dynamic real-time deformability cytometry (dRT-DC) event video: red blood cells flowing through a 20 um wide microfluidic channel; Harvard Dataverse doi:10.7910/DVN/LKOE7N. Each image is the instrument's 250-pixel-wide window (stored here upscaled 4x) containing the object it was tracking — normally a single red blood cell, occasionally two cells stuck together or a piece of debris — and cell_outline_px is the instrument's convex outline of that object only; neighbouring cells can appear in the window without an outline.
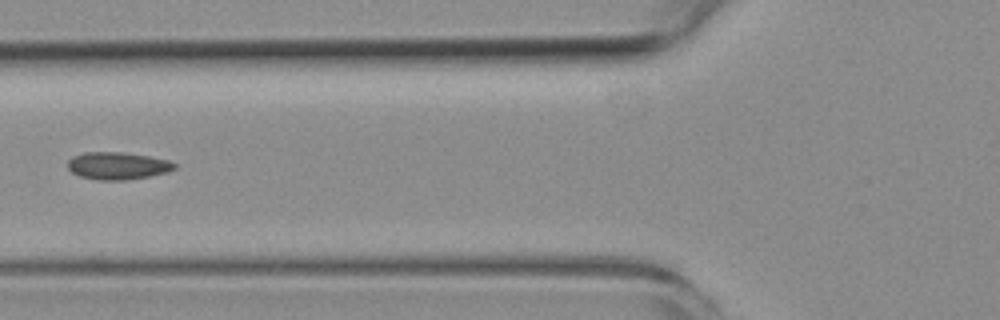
{"species": "common noctule bat (a hibernating species)", "species_latin": "Nyctalus noctula", "temperature_condition": "room temperature", "stored_images_in_passage": 3, "camera_frame_rate_fps": 3000, "um_per_image_px": 0.085, "animal": {"sex": "female", "body_mass_g": 19.3, "forearm_length_mm": 54.1}, "frame": {"image": 1, "passage_image": 3, "time_ms": 2.333, "image_size_px": [1000, 320], "cell_outline_px": [[176, 168], [168, 172], [148, 176], [124, 180], [100, 180], [80, 176], [72, 172], [68, 168], [68, 160], [72, 156], [84, 152], [124, 152], [148, 156], [168, 160], [176, 164]], "centroid_in_image_um": [9.99, 14.08], "position_along_channel_um": 115.8, "area_um2": 16.99}}